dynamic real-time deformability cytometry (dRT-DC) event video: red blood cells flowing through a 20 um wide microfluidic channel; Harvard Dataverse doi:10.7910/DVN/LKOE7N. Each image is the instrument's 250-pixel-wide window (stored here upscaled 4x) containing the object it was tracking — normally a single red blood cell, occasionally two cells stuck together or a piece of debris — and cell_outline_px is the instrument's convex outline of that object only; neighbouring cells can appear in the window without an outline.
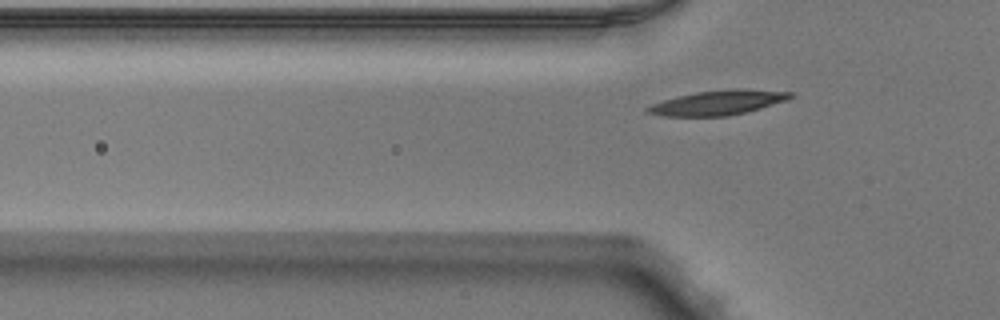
{"species": "Egyptian fruit bat (a non-hibernating species)", "species_latin": "Rousettus aegyptiacus", "temperature_condition": "warm", "stored_images_in_passage": 3, "camera_frame_rate_fps": 3000, "um_per_image_px": 0.085, "animal": {"sex": "male"}, "frame": {"image": 1, "passage_image": 3, "time_ms": 0.667, "image_size_px": [1000, 320], "cell_outline_px": [[792, 96], [788, 100], [760, 108], [728, 116], [660, 116], [648, 112], [644, 108], [652, 104], [676, 96], [696, 92], [736, 88], [740, 88], [792, 92]], "centroid_in_image_um": [61.02, 8.72], "position_along_channel_um": 64.8, "area_um2": 20.4}}